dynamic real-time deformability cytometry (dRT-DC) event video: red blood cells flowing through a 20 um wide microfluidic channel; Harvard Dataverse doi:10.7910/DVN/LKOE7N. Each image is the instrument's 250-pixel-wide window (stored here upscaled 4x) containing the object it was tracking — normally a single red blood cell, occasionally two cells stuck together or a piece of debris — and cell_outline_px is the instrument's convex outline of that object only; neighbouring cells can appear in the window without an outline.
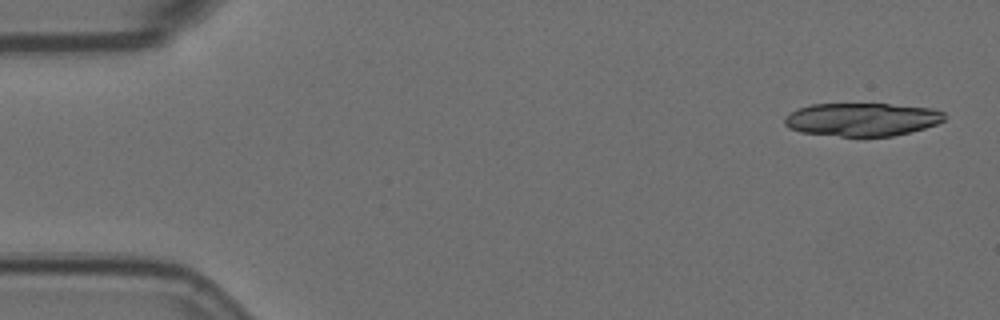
{"species": "Egyptian fruit bat (a non-hibernating species)", "species_latin": "Rousettus aegyptiacus", "temperature_condition": "room temperature", "stored_images_in_passage": 4, "camera_frame_rate_fps": 3000, "um_per_image_px": 0.085, "animal": {"sex": "female"}, "frame": {"image": 1, "passage_image": 1, "time_ms": 0.0, "image_size_px": [1000, 320], "cell_outline_px": [[944, 120], [936, 124], [924, 128], [892, 136], [840, 136], [800, 132], [788, 128], [784, 124], [784, 116], [788, 112], [796, 108], [812, 104], [888, 104], [932, 108], [944, 112]], "centroid_in_image_um": [73.2, 10.14], "position_along_channel_um": 11.8, "area_um2": 30.98}}